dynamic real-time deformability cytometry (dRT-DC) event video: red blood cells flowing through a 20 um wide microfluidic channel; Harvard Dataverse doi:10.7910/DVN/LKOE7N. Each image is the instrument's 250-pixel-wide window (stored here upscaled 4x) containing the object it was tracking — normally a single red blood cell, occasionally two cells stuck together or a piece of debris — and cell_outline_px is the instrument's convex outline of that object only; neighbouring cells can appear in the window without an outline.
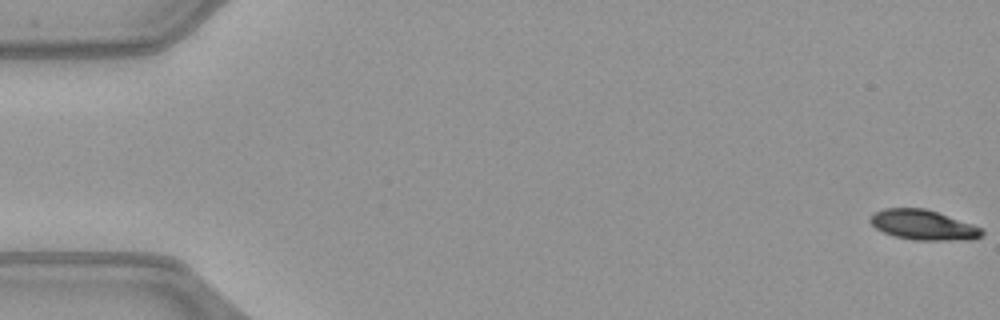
{"species": "common noctule bat (a hibernating species)", "species_latin": "Nyctalus noctula", "temperature_condition": "warm", "stored_images_in_passage": 52, "camera_frame_rate_fps": 3000, "um_per_image_px": 0.085, "animal": {"sex": "female", "body_mass_g": 21.9}, "frame": {"image": 1, "passage_image": 1, "time_ms": 0.0, "image_size_px": [1000, 320], "cell_outline_px": [[984, 232], [980, 236], [972, 240], [912, 240], [896, 236], [884, 232], [876, 228], [868, 220], [876, 212], [884, 208], [924, 208], [984, 228]], "centroid_in_image_um": [78.5, 19.13], "position_along_channel_um": 6.5, "area_um2": 19.36}}
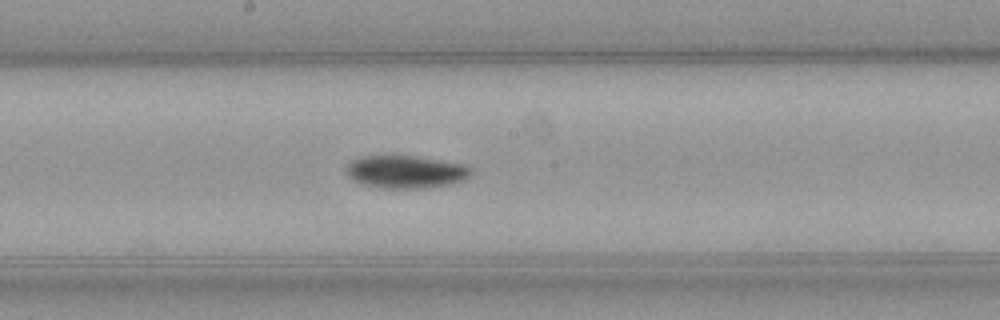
{"frame": {"image": 2, "passage_image": 28, "time_ms": 9.0, "image_size_px": [1000, 320], "cell_outline_px": [[472, 172], [464, 180], [452, 184], [428, 188], [376, 188], [360, 184], [352, 180], [344, 172], [344, 168], [352, 160], [360, 156], [416, 156], [464, 164], [472, 168]], "centroid_in_image_um": [34.45, 14.62], "position_along_channel_um": 213.8, "area_um2": 24.22}}
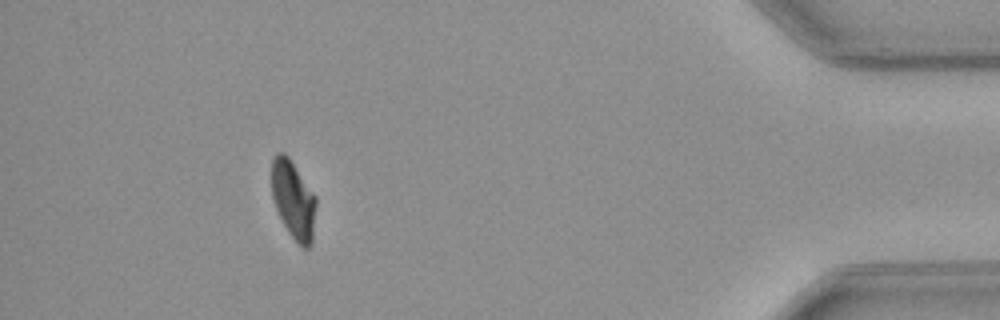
{"frame": {"image": 3, "passage_image": 47, "time_ms": 15.333, "image_size_px": [1000, 320], "cell_outline_px": [[316, 204], [312, 244], [308, 248], [304, 248], [288, 232], [276, 208], [272, 196], [272, 160], [276, 152], [284, 152], [288, 156], [316, 196]], "centroid_in_image_um": [24.94, 16.96], "position_along_channel_um": 410.3, "area_um2": 20.06}, "authors_computed_cell_mechanics": {"area_um2": 22.253, "velocity_mm_per_s": 4.0562, "shape_relaxation_time_tau1_ms": 3.6743, "shape_relaxation_time_tau2_ms": null, "deformation_change_tau1": 0.1474, "deformation_change_tau2": null}}